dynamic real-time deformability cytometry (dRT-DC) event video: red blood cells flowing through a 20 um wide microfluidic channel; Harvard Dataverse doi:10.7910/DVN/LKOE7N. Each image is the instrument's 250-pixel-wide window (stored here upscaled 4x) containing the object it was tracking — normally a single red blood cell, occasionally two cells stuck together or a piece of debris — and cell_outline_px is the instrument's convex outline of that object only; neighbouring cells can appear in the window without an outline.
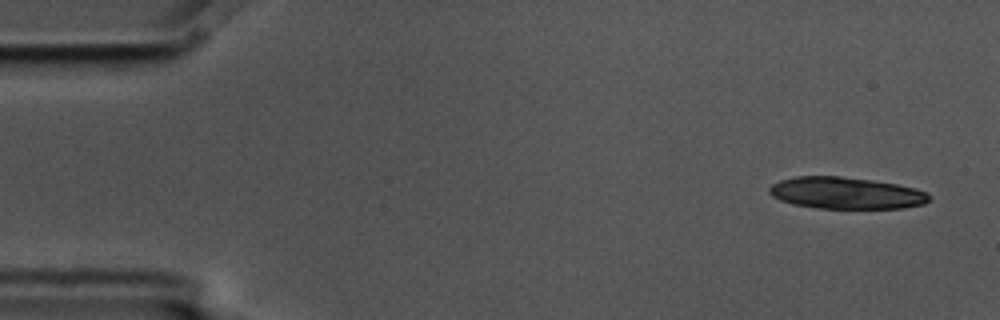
{"species": "common noctule bat (a hibernating species)", "species_latin": "Nyctalus noctula", "temperature_condition": "cold", "stored_images_in_passage": 3, "camera_frame_rate_fps": 3000, "um_per_image_px": 0.085, "animal": {"sex": "male", "body_mass_g": 17.5, "forearm_length_mm": 52.3}, "frame": {"image": 1, "passage_image": 1, "time_ms": 0.0, "image_size_px": [1000, 320], "cell_outline_px": [[932, 196], [924, 204], [904, 208], [820, 208], [792, 204], [780, 200], [772, 196], [768, 192], [768, 188], [772, 184], [780, 180], [796, 176], [840, 176], [872, 180], [896, 184], [916, 188]], "centroid_in_image_um": [71.89, 16.4], "position_along_channel_um": 13.1, "area_um2": 29.59}}